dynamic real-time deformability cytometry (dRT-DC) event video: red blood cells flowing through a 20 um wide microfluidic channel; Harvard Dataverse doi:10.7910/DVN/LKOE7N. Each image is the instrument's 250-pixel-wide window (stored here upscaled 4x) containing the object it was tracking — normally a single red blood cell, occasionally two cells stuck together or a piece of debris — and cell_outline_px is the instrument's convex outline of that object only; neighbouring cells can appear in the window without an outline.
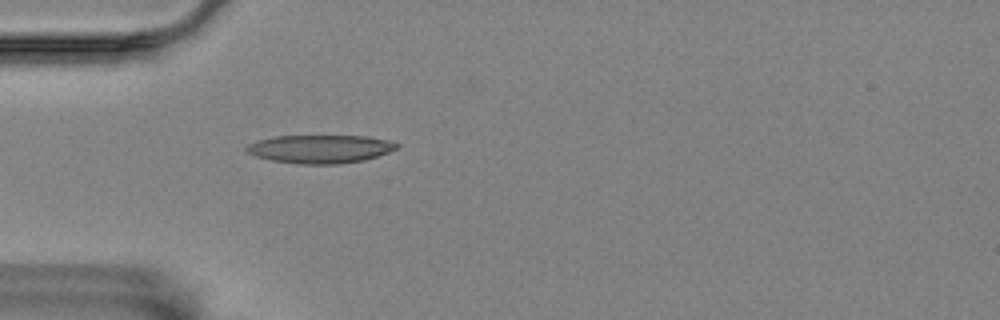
{"species": "Egyptian fruit bat (a non-hibernating species)", "species_latin": "Rousettus aegyptiacus", "temperature_condition": "room temperature", "stored_images_in_passage": 2, "camera_frame_rate_fps": 3000, "um_per_image_px": 0.085, "animal": {"sex": "female"}, "frame": {"image": 1, "passage_image": 2, "time_ms": 0.333, "image_size_px": [1000, 320], "cell_outline_px": [[400, 144], [396, 148], [388, 152], [364, 160], [340, 164], [300, 164], [272, 160], [256, 156], [248, 152], [244, 148], [248, 144], [260, 140], [276, 136], [368, 136], [388, 140]], "centroid_in_image_um": [27.23, 12.66], "position_along_channel_um": 57.8, "area_um2": 24.57}}